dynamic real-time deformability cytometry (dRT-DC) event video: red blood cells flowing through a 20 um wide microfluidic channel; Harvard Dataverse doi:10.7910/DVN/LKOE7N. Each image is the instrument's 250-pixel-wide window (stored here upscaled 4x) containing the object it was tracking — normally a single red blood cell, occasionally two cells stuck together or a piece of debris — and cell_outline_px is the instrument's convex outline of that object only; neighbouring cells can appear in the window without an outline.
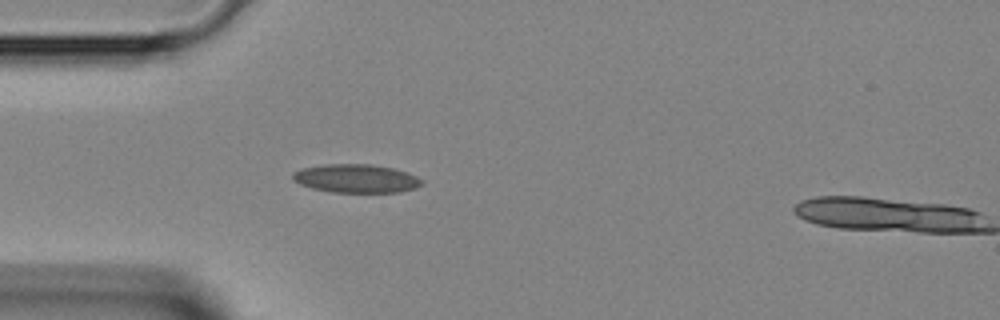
{"species": "Egyptian fruit bat (a non-hibernating species)", "species_latin": "Rousettus aegyptiacus", "temperature_condition": "room temperature", "stored_images_in_passage": 2, "camera_frame_rate_fps": 3000, "um_per_image_px": 0.085, "animal": {"sex": "female"}, "frame": {"image": 1, "passage_image": 1, "time_ms": 0.0, "image_size_px": [1000, 320], "cell_outline_px": [[424, 184], [416, 188], [400, 192], [332, 192], [312, 188], [300, 184], [292, 180], [292, 172], [300, 168], [324, 164], [372, 164], [392, 168], [408, 172], [424, 180]], "centroid_in_image_um": [30.28, 15.17], "position_along_channel_um": 54.7, "area_um2": 21.68}}